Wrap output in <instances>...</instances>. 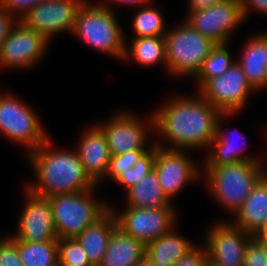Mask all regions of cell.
<instances>
[{"label": "cell", "instance_id": "3", "mask_svg": "<svg viewBox=\"0 0 267 266\" xmlns=\"http://www.w3.org/2000/svg\"><path fill=\"white\" fill-rule=\"evenodd\" d=\"M262 165L246 161L205 167L211 193L236 214L256 183L267 173L264 168L261 169Z\"/></svg>", "mask_w": 267, "mask_h": 266}, {"label": "cell", "instance_id": "5", "mask_svg": "<svg viewBox=\"0 0 267 266\" xmlns=\"http://www.w3.org/2000/svg\"><path fill=\"white\" fill-rule=\"evenodd\" d=\"M91 191L93 189L48 198L58 239L76 238L110 209L106 204L91 199Z\"/></svg>", "mask_w": 267, "mask_h": 266}, {"label": "cell", "instance_id": "7", "mask_svg": "<svg viewBox=\"0 0 267 266\" xmlns=\"http://www.w3.org/2000/svg\"><path fill=\"white\" fill-rule=\"evenodd\" d=\"M15 97L0 95V131L9 140L27 145L31 152L48 138L35 113Z\"/></svg>", "mask_w": 267, "mask_h": 266}, {"label": "cell", "instance_id": "13", "mask_svg": "<svg viewBox=\"0 0 267 266\" xmlns=\"http://www.w3.org/2000/svg\"><path fill=\"white\" fill-rule=\"evenodd\" d=\"M231 223H217L207 235L206 251L211 262L223 266H244L245 248L253 235Z\"/></svg>", "mask_w": 267, "mask_h": 266}, {"label": "cell", "instance_id": "8", "mask_svg": "<svg viewBox=\"0 0 267 266\" xmlns=\"http://www.w3.org/2000/svg\"><path fill=\"white\" fill-rule=\"evenodd\" d=\"M253 88L239 64L235 62L221 76L209 79L199 90L200 95L221 113H237Z\"/></svg>", "mask_w": 267, "mask_h": 266}, {"label": "cell", "instance_id": "17", "mask_svg": "<svg viewBox=\"0 0 267 266\" xmlns=\"http://www.w3.org/2000/svg\"><path fill=\"white\" fill-rule=\"evenodd\" d=\"M78 155L89 177L98 184V180L105 177L110 152L104 131L97 125L85 133L79 142Z\"/></svg>", "mask_w": 267, "mask_h": 266}, {"label": "cell", "instance_id": "42", "mask_svg": "<svg viewBox=\"0 0 267 266\" xmlns=\"http://www.w3.org/2000/svg\"><path fill=\"white\" fill-rule=\"evenodd\" d=\"M206 266H223V265H219V264L211 262L209 259H207Z\"/></svg>", "mask_w": 267, "mask_h": 266}, {"label": "cell", "instance_id": "32", "mask_svg": "<svg viewBox=\"0 0 267 266\" xmlns=\"http://www.w3.org/2000/svg\"><path fill=\"white\" fill-rule=\"evenodd\" d=\"M244 266H267V246L256 236L246 244Z\"/></svg>", "mask_w": 267, "mask_h": 266}, {"label": "cell", "instance_id": "18", "mask_svg": "<svg viewBox=\"0 0 267 266\" xmlns=\"http://www.w3.org/2000/svg\"><path fill=\"white\" fill-rule=\"evenodd\" d=\"M236 226L256 236L267 222V173L256 183L235 214Z\"/></svg>", "mask_w": 267, "mask_h": 266}, {"label": "cell", "instance_id": "4", "mask_svg": "<svg viewBox=\"0 0 267 266\" xmlns=\"http://www.w3.org/2000/svg\"><path fill=\"white\" fill-rule=\"evenodd\" d=\"M88 3L79 8L73 33L96 49L123 58L127 44L114 12L105 3Z\"/></svg>", "mask_w": 267, "mask_h": 266}, {"label": "cell", "instance_id": "26", "mask_svg": "<svg viewBox=\"0 0 267 266\" xmlns=\"http://www.w3.org/2000/svg\"><path fill=\"white\" fill-rule=\"evenodd\" d=\"M17 248L24 266H58L57 241L22 242L17 240Z\"/></svg>", "mask_w": 267, "mask_h": 266}, {"label": "cell", "instance_id": "11", "mask_svg": "<svg viewBox=\"0 0 267 266\" xmlns=\"http://www.w3.org/2000/svg\"><path fill=\"white\" fill-rule=\"evenodd\" d=\"M85 0H46L35 6L21 20L48 40L51 35L65 30L73 32L79 8Z\"/></svg>", "mask_w": 267, "mask_h": 266}, {"label": "cell", "instance_id": "20", "mask_svg": "<svg viewBox=\"0 0 267 266\" xmlns=\"http://www.w3.org/2000/svg\"><path fill=\"white\" fill-rule=\"evenodd\" d=\"M254 90L267 86V33L258 34L246 45L236 61Z\"/></svg>", "mask_w": 267, "mask_h": 266}, {"label": "cell", "instance_id": "36", "mask_svg": "<svg viewBox=\"0 0 267 266\" xmlns=\"http://www.w3.org/2000/svg\"><path fill=\"white\" fill-rule=\"evenodd\" d=\"M15 19V21H13ZM16 18L9 14L1 5H0V47L5 39L8 37L12 28V25H15Z\"/></svg>", "mask_w": 267, "mask_h": 266}, {"label": "cell", "instance_id": "9", "mask_svg": "<svg viewBox=\"0 0 267 266\" xmlns=\"http://www.w3.org/2000/svg\"><path fill=\"white\" fill-rule=\"evenodd\" d=\"M187 17L186 22L193 29L216 44L228 43L232 30L244 20L240 0H225L208 8L190 11Z\"/></svg>", "mask_w": 267, "mask_h": 266}, {"label": "cell", "instance_id": "21", "mask_svg": "<svg viewBox=\"0 0 267 266\" xmlns=\"http://www.w3.org/2000/svg\"><path fill=\"white\" fill-rule=\"evenodd\" d=\"M145 254L146 246L142 242L116 227L99 266H133Z\"/></svg>", "mask_w": 267, "mask_h": 266}, {"label": "cell", "instance_id": "25", "mask_svg": "<svg viewBox=\"0 0 267 266\" xmlns=\"http://www.w3.org/2000/svg\"><path fill=\"white\" fill-rule=\"evenodd\" d=\"M131 49L126 46L123 59H128L130 55L139 64L151 66L157 64L159 61L164 62L167 67L165 38L164 36L158 37H134L132 39ZM128 49V51H127Z\"/></svg>", "mask_w": 267, "mask_h": 266}, {"label": "cell", "instance_id": "35", "mask_svg": "<svg viewBox=\"0 0 267 266\" xmlns=\"http://www.w3.org/2000/svg\"><path fill=\"white\" fill-rule=\"evenodd\" d=\"M207 259L206 248L200 250V248L195 247L190 253L176 261L172 266H206Z\"/></svg>", "mask_w": 267, "mask_h": 266}, {"label": "cell", "instance_id": "41", "mask_svg": "<svg viewBox=\"0 0 267 266\" xmlns=\"http://www.w3.org/2000/svg\"><path fill=\"white\" fill-rule=\"evenodd\" d=\"M133 266H152V263L145 255L142 259L138 260Z\"/></svg>", "mask_w": 267, "mask_h": 266}, {"label": "cell", "instance_id": "39", "mask_svg": "<svg viewBox=\"0 0 267 266\" xmlns=\"http://www.w3.org/2000/svg\"><path fill=\"white\" fill-rule=\"evenodd\" d=\"M114 1V0H113ZM115 2H120V3H126V4H136V5H148V3L150 2V0H115Z\"/></svg>", "mask_w": 267, "mask_h": 266}, {"label": "cell", "instance_id": "27", "mask_svg": "<svg viewBox=\"0 0 267 266\" xmlns=\"http://www.w3.org/2000/svg\"><path fill=\"white\" fill-rule=\"evenodd\" d=\"M228 43L216 44L204 59L201 68L196 74L199 81V89L211 78L221 76L236 61L231 59V54L227 47Z\"/></svg>", "mask_w": 267, "mask_h": 266}, {"label": "cell", "instance_id": "14", "mask_svg": "<svg viewBox=\"0 0 267 266\" xmlns=\"http://www.w3.org/2000/svg\"><path fill=\"white\" fill-rule=\"evenodd\" d=\"M156 145L154 170L161 190L171 201L173 195H176L185 184L196 179L198 170L192 163L193 160H189L182 150L166 149L159 143Z\"/></svg>", "mask_w": 267, "mask_h": 266}, {"label": "cell", "instance_id": "28", "mask_svg": "<svg viewBox=\"0 0 267 266\" xmlns=\"http://www.w3.org/2000/svg\"><path fill=\"white\" fill-rule=\"evenodd\" d=\"M133 22L135 31L133 37H158L166 34L164 19L160 12L153 7L144 6L137 12Z\"/></svg>", "mask_w": 267, "mask_h": 266}, {"label": "cell", "instance_id": "37", "mask_svg": "<svg viewBox=\"0 0 267 266\" xmlns=\"http://www.w3.org/2000/svg\"><path fill=\"white\" fill-rule=\"evenodd\" d=\"M240 1L244 19L247 17L246 15L249 11V8H251L252 5H253L252 9L255 8V10H259L260 12L267 15V0H240Z\"/></svg>", "mask_w": 267, "mask_h": 266}, {"label": "cell", "instance_id": "10", "mask_svg": "<svg viewBox=\"0 0 267 266\" xmlns=\"http://www.w3.org/2000/svg\"><path fill=\"white\" fill-rule=\"evenodd\" d=\"M173 207L134 208L128 206L119 215L114 213L117 227L147 246L169 232L174 225Z\"/></svg>", "mask_w": 267, "mask_h": 266}, {"label": "cell", "instance_id": "15", "mask_svg": "<svg viewBox=\"0 0 267 266\" xmlns=\"http://www.w3.org/2000/svg\"><path fill=\"white\" fill-rule=\"evenodd\" d=\"M27 202L19 219L18 231L13 237L22 242L58 241L48 198L27 190Z\"/></svg>", "mask_w": 267, "mask_h": 266}, {"label": "cell", "instance_id": "40", "mask_svg": "<svg viewBox=\"0 0 267 266\" xmlns=\"http://www.w3.org/2000/svg\"><path fill=\"white\" fill-rule=\"evenodd\" d=\"M257 238H259L260 240L264 241V243L267 246V222L264 225V227L262 228V230L256 235Z\"/></svg>", "mask_w": 267, "mask_h": 266}, {"label": "cell", "instance_id": "6", "mask_svg": "<svg viewBox=\"0 0 267 266\" xmlns=\"http://www.w3.org/2000/svg\"><path fill=\"white\" fill-rule=\"evenodd\" d=\"M164 35L167 69L178 76L195 75L216 45L187 22Z\"/></svg>", "mask_w": 267, "mask_h": 266}, {"label": "cell", "instance_id": "29", "mask_svg": "<svg viewBox=\"0 0 267 266\" xmlns=\"http://www.w3.org/2000/svg\"><path fill=\"white\" fill-rule=\"evenodd\" d=\"M157 145L153 144L135 163L134 167L123 172L115 181L125 185L126 189H130L137 184L144 176L154 170Z\"/></svg>", "mask_w": 267, "mask_h": 266}, {"label": "cell", "instance_id": "33", "mask_svg": "<svg viewBox=\"0 0 267 266\" xmlns=\"http://www.w3.org/2000/svg\"><path fill=\"white\" fill-rule=\"evenodd\" d=\"M0 266H24L17 248V239L13 236L0 240Z\"/></svg>", "mask_w": 267, "mask_h": 266}, {"label": "cell", "instance_id": "30", "mask_svg": "<svg viewBox=\"0 0 267 266\" xmlns=\"http://www.w3.org/2000/svg\"><path fill=\"white\" fill-rule=\"evenodd\" d=\"M58 245V266H91L88 256L75 238H60Z\"/></svg>", "mask_w": 267, "mask_h": 266}, {"label": "cell", "instance_id": "16", "mask_svg": "<svg viewBox=\"0 0 267 266\" xmlns=\"http://www.w3.org/2000/svg\"><path fill=\"white\" fill-rule=\"evenodd\" d=\"M147 125L130 113H118L105 125L99 127L104 131L110 155H120L133 150H147Z\"/></svg>", "mask_w": 267, "mask_h": 266}, {"label": "cell", "instance_id": "1", "mask_svg": "<svg viewBox=\"0 0 267 266\" xmlns=\"http://www.w3.org/2000/svg\"><path fill=\"white\" fill-rule=\"evenodd\" d=\"M165 104L154 112L149 122L154 131L157 130L175 145L166 149L210 146L216 136L220 111L201 95L177 97Z\"/></svg>", "mask_w": 267, "mask_h": 266}, {"label": "cell", "instance_id": "2", "mask_svg": "<svg viewBox=\"0 0 267 266\" xmlns=\"http://www.w3.org/2000/svg\"><path fill=\"white\" fill-rule=\"evenodd\" d=\"M50 144L47 139L37 149L28 152L38 183L27 185L26 190L49 198L59 194L88 191L96 186L85 172L76 151L55 152L49 149Z\"/></svg>", "mask_w": 267, "mask_h": 266}, {"label": "cell", "instance_id": "24", "mask_svg": "<svg viewBox=\"0 0 267 266\" xmlns=\"http://www.w3.org/2000/svg\"><path fill=\"white\" fill-rule=\"evenodd\" d=\"M232 116V113H222L219 117H218V122H217V131H216V136L215 138L212 140L210 147L214 146L213 148L215 150H213V152H210L209 156H207L208 158H206V167H217V166H221V165H227V164H233L236 162H261L260 160H258L257 158H252L250 156L246 157V156H241L240 152L243 151V149H239V147L237 148L234 144V142H231V140L229 139L230 137L227 135H225L223 132V130L221 129L220 126V119L221 116ZM222 130V131H221ZM231 135V134H230ZM240 155V156H239Z\"/></svg>", "mask_w": 267, "mask_h": 266}, {"label": "cell", "instance_id": "12", "mask_svg": "<svg viewBox=\"0 0 267 266\" xmlns=\"http://www.w3.org/2000/svg\"><path fill=\"white\" fill-rule=\"evenodd\" d=\"M10 31L0 47V66L30 67L37 63L46 51L50 40L22 21Z\"/></svg>", "mask_w": 267, "mask_h": 266}, {"label": "cell", "instance_id": "19", "mask_svg": "<svg viewBox=\"0 0 267 266\" xmlns=\"http://www.w3.org/2000/svg\"><path fill=\"white\" fill-rule=\"evenodd\" d=\"M117 227L114 211L110 208L100 219L90 224L75 239L85 250L91 266H99L107 250L109 238Z\"/></svg>", "mask_w": 267, "mask_h": 266}, {"label": "cell", "instance_id": "38", "mask_svg": "<svg viewBox=\"0 0 267 266\" xmlns=\"http://www.w3.org/2000/svg\"><path fill=\"white\" fill-rule=\"evenodd\" d=\"M223 1L225 0H189V8L191 11L200 10Z\"/></svg>", "mask_w": 267, "mask_h": 266}, {"label": "cell", "instance_id": "34", "mask_svg": "<svg viewBox=\"0 0 267 266\" xmlns=\"http://www.w3.org/2000/svg\"><path fill=\"white\" fill-rule=\"evenodd\" d=\"M46 0H2L0 5L13 16L15 12L20 13V17L17 16L19 21H21L31 9ZM21 11V12H20Z\"/></svg>", "mask_w": 267, "mask_h": 266}, {"label": "cell", "instance_id": "22", "mask_svg": "<svg viewBox=\"0 0 267 266\" xmlns=\"http://www.w3.org/2000/svg\"><path fill=\"white\" fill-rule=\"evenodd\" d=\"M188 239L172 233L171 230L151 241L146 246V257L152 266H172L176 261L185 257L196 246Z\"/></svg>", "mask_w": 267, "mask_h": 266}, {"label": "cell", "instance_id": "31", "mask_svg": "<svg viewBox=\"0 0 267 266\" xmlns=\"http://www.w3.org/2000/svg\"><path fill=\"white\" fill-rule=\"evenodd\" d=\"M147 150H133L120 155H111L106 175H110L114 181L128 169L134 167L135 163Z\"/></svg>", "mask_w": 267, "mask_h": 266}, {"label": "cell", "instance_id": "23", "mask_svg": "<svg viewBox=\"0 0 267 266\" xmlns=\"http://www.w3.org/2000/svg\"><path fill=\"white\" fill-rule=\"evenodd\" d=\"M128 206L134 208L172 207L161 190L155 170L127 190Z\"/></svg>", "mask_w": 267, "mask_h": 266}]
</instances>
